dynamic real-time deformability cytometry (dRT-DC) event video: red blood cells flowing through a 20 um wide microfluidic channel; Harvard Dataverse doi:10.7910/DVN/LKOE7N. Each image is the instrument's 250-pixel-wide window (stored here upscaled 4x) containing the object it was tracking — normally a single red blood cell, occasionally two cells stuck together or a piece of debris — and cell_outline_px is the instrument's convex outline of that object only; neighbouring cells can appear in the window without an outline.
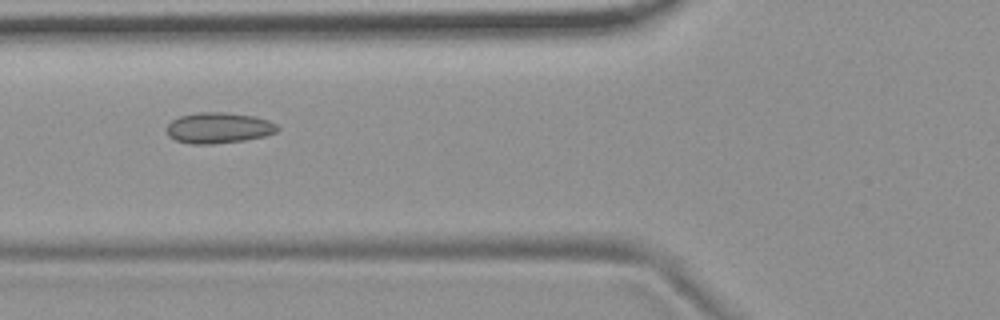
{"species": "common noctule bat (a hibernating species)", "species_latin": "Nyctalus noctula", "temperature_condition": "room temperature", "stored_images_in_passage": 11, "camera_frame_rate_fps": 3000, "um_per_image_px": 0.085, "animal": {"sex": "female", "body_mass_g": 19.9}, "frame": {"image": 1, "passage_image": 2, "time_ms": 1.333, "image_size_px": [1000, 320], "cell_outline_px": [[280, 128], [276, 132], [264, 136], [244, 140], [212, 144], [188, 144], [176, 140], [168, 136], [168, 124], [172, 120], [180, 116], [200, 112], [224, 112], [256, 116], [268, 120], [276, 124]], "centroid_in_image_um": [18.59, 10.87], "position_along_channel_um": 107.2, "area_um2": 19.88}}
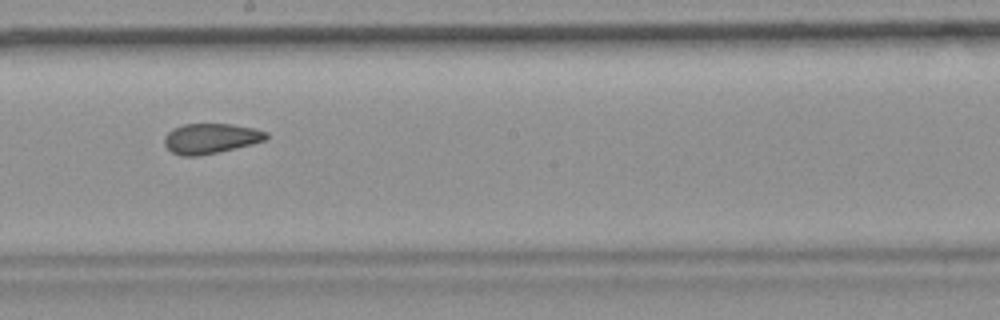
{"frame": {"image": 2, "passage_image": 5, "time_ms": 4.667, "image_size_px": [1000, 320], "cell_outline_px": [[268, 140], [220, 152], [200, 156], [180, 156], [172, 152], [164, 144], [164, 136], [172, 128], [184, 124], [232, 124], [256, 128], [268, 132]], "centroid_in_image_um": [17.93, 11.77], "position_along_channel_um": 230.3, "area_um2": 18.21}}